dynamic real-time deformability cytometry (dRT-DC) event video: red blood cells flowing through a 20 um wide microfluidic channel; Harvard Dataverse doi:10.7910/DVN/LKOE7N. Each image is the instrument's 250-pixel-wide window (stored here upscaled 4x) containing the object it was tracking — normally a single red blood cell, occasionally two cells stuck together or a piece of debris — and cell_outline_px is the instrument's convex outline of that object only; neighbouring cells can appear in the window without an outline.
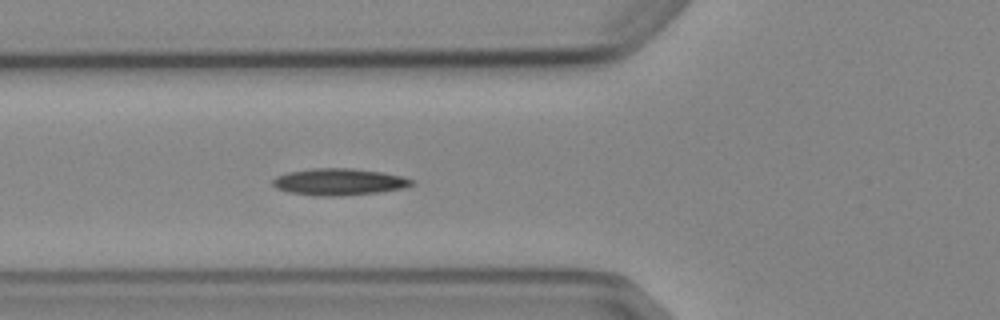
{"species": "Egyptian fruit bat (a non-hibernating species)", "species_latin": "Rousettus aegyptiacus", "temperature_condition": "cold", "stored_images_in_passage": 5, "camera_frame_rate_fps": 3000, "um_per_image_px": 0.085, "animal": {"sex": "female"}, "frame": {"image": 1, "passage_image": 5, "time_ms": 4.667, "image_size_px": [1000, 320], "cell_outline_px": [[416, 184], [400, 188], [380, 192], [336, 196], [320, 196], [288, 192], [276, 188], [272, 184], [272, 180], [276, 176], [288, 172], [312, 168], [352, 168], [380, 172], [400, 176], [412, 180]], "centroid_in_image_um": [28.77, 15.45], "position_along_channel_um": 97.0, "area_um2": 21.5}}